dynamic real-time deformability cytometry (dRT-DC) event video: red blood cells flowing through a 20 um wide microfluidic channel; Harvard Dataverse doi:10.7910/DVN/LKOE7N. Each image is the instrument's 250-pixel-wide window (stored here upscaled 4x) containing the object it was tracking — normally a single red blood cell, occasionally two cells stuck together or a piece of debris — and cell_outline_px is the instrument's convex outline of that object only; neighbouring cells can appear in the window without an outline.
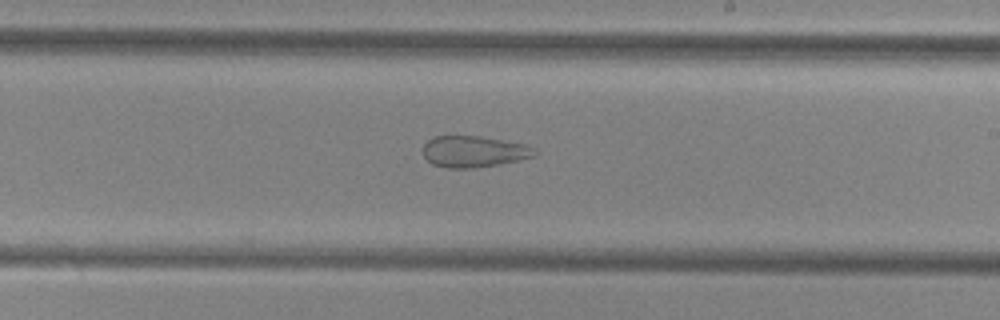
{"species": "common noctule bat (a hibernating species)", "species_latin": "Nyctalus noctula", "temperature_condition": "cold", "stored_images_in_passage": 44, "camera_frame_rate_fps": 3000, "um_per_image_px": 0.085, "animal": {"sex": "female", "body_mass_g": 29.2, "forearm_length_mm": 56.3}, "frame": {"image": 1, "passage_image": 32, "time_ms": 10.333, "image_size_px": [1000, 320], "cell_outline_px": [[540, 152], [536, 156], [520, 160], [500, 164], [472, 168], [448, 168], [432, 164], [424, 156], [424, 144], [432, 136], [480, 136], [524, 144], [536, 148]], "centroid_in_image_um": [40.32, 12.88], "position_along_channel_um": 248.7, "area_um2": 20.52}}
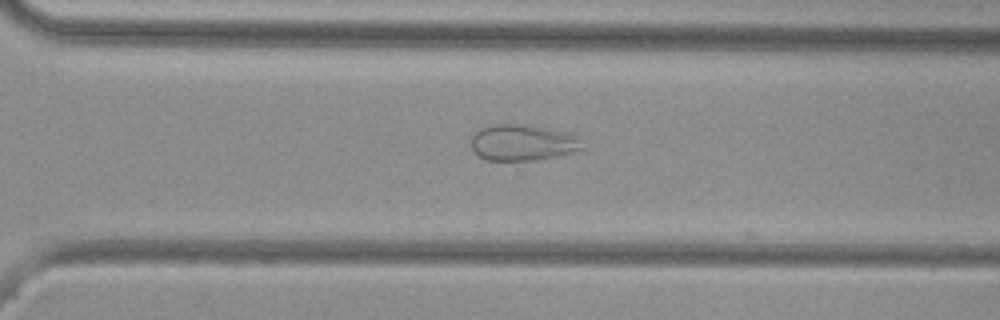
{"frame": {"image": 2, "passage_image": 38, "time_ms": 12.333, "image_size_px": [1000, 320], "cell_outline_px": [[584, 148], [572, 152], [556, 156], [532, 160], [484, 160], [476, 156], [472, 152], [472, 136], [480, 128], [492, 124], [532, 124], [572, 132], [580, 136]], "centroid_in_image_um": [44.45, 12.1], "position_along_channel_um": 326.1, "area_um2": 24.04}}
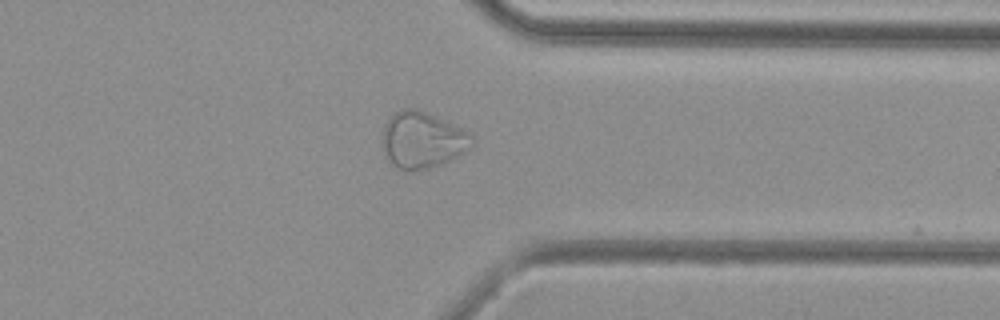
{"frame": {"image": 3, "passage_image": 42, "time_ms": 13.667, "image_size_px": [1000, 320], "cell_outline_px": [[476, 144], [472, 148], [448, 160], [428, 168], [412, 172], [404, 172], [392, 164], [388, 160], [384, 152], [380, 136], [384, 124], [396, 112], [404, 108], [416, 108], [464, 128], [472, 136]], "centroid_in_image_um": [35.89, 11.91], "position_along_channel_um": 375.5, "area_um2": 29.82}}